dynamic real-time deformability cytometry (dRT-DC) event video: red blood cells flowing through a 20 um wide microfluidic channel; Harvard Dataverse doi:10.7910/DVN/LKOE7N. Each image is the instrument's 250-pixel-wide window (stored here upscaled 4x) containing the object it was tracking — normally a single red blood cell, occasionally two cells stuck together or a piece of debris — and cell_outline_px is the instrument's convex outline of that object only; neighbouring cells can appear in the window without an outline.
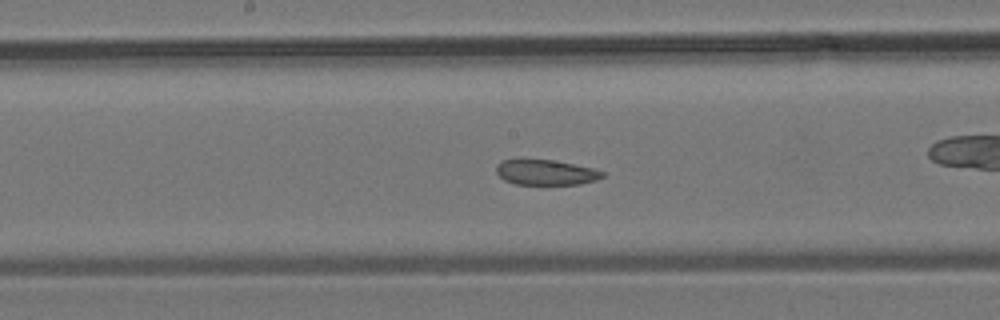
{"species": "common noctule bat (a hibernating species)", "species_latin": "Nyctalus noctula", "temperature_condition": "room temperature", "stored_images_in_passage": 40, "camera_frame_rate_fps": 3000, "um_per_image_px": 0.085, "animal": {"sex": "male", "body_mass_g": 19.2, "forearm_length_mm": 51.8}, "frame": {"image": 1, "passage_image": 23, "time_ms": 7.333, "image_size_px": [1000, 320], "cell_outline_px": [[604, 176], [596, 180], [580, 184], [516, 184], [504, 180], [496, 172], [496, 164], [504, 160], [552, 160], [592, 168], [604, 172]], "centroid_in_image_um": [46.39, 14.66], "position_along_channel_um": 201.8, "area_um2": 15.37}}